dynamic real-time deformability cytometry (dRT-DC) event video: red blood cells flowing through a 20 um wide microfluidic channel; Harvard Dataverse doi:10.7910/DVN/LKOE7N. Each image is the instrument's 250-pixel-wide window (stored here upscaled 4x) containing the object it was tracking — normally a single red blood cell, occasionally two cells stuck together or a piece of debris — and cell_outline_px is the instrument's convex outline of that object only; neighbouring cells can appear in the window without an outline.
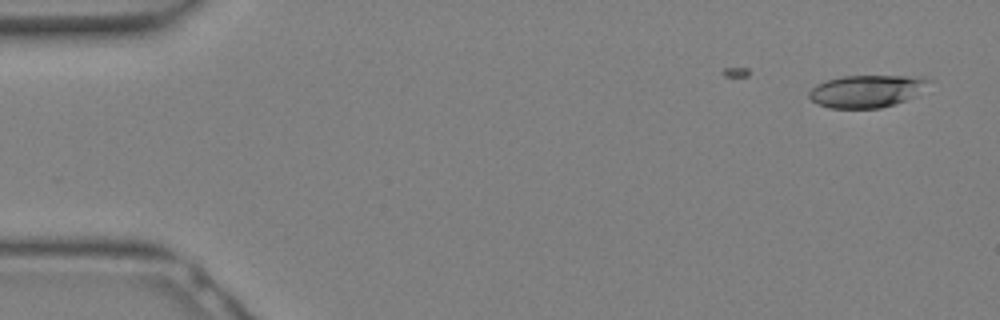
{"species": "Egyptian fruit bat (a non-hibernating species)", "species_latin": "Rousettus aegyptiacus", "temperature_condition": "warm", "stored_images_in_passage": 10, "camera_frame_rate_fps": 3000, "um_per_image_px": 0.085, "animal": {"sex": "female"}, "frame": {"image": 1, "passage_image": 1, "time_ms": 0.0, "image_size_px": [1000, 320], "cell_outline_px": [[932, 80], [916, 96], [880, 108], [828, 108], [812, 100], [808, 96], [808, 92], [816, 84], [828, 80], [844, 76], [924, 76]], "centroid_in_image_um": [73.68, 7.74], "position_along_channel_um": 11.3, "area_um2": 22.48}}